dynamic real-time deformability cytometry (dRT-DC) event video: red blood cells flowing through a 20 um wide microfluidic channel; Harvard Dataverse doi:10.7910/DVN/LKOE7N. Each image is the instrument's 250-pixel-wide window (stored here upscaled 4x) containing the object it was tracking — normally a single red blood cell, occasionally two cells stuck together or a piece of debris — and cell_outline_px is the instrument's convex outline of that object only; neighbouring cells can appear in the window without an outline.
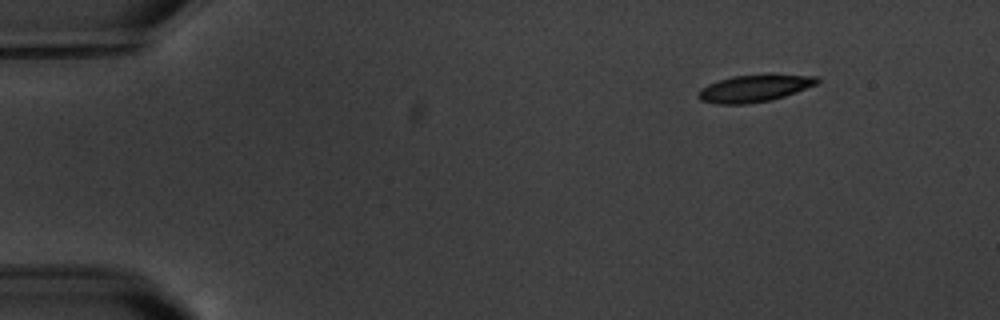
{"species": "common noctule bat (a hibernating species)", "species_latin": "Nyctalus noctula", "temperature_condition": "warm", "stored_images_in_passage": 7, "segment_of_instrument_passage": [2, 2], "camera_frame_rate_fps": 3000, "um_per_image_px": 0.085, "animal": {"sex": "male", "body_mass_g": 20.1, "forearm_length_mm": 53.5}, "frame": {"image": 1, "passage_image": 7, "time_ms": 7.333, "image_size_px": [1000, 320], "cell_outline_px": [[820, 80], [816, 84], [796, 92], [784, 96], [768, 100], [744, 104], [716, 104], [700, 100], [696, 96], [696, 92], [700, 88], [708, 84], [732, 76], [768, 72], [772, 72], [816, 76]], "centroid_in_image_um": [64.12, 7.46], "position_along_channel_um": 20.9, "area_um2": 19.36}}